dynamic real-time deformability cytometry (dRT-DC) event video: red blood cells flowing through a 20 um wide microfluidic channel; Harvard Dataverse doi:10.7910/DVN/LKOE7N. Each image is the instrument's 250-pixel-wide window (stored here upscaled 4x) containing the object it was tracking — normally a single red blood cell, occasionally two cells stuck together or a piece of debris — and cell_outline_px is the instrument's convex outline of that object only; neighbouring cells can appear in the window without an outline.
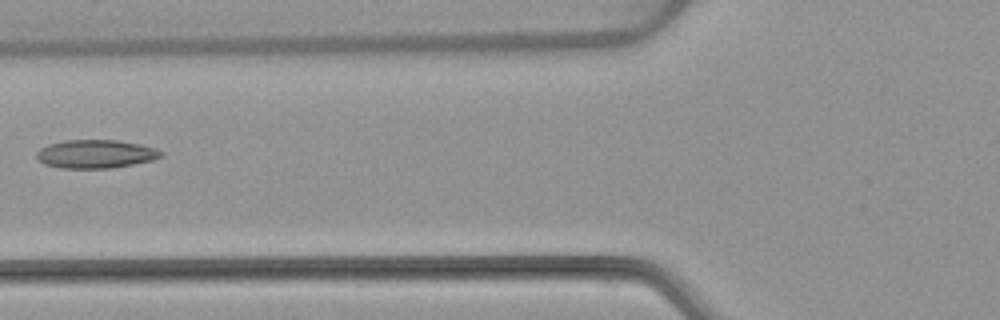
{"species": "common noctule bat (a hibernating species)", "species_latin": "Nyctalus noctula", "temperature_condition": "warm", "stored_images_in_passage": 6, "camera_frame_rate_fps": 3000, "um_per_image_px": 0.085, "animal": {"sex": "female", "body_mass_g": 22.7, "forearm_length_mm": 54.2}, "frame": {"image": 1, "passage_image": 5, "time_ms": 5.667, "image_size_px": [1000, 320], "cell_outline_px": [[164, 156], [152, 160], [112, 168], [60, 168], [44, 164], [36, 156], [36, 152], [40, 148], [48, 144], [64, 140], [116, 140], [140, 144], [156, 148], [164, 152]], "centroid_in_image_um": [8.14, 13.08], "position_along_channel_um": 117.7, "area_um2": 20.69}}
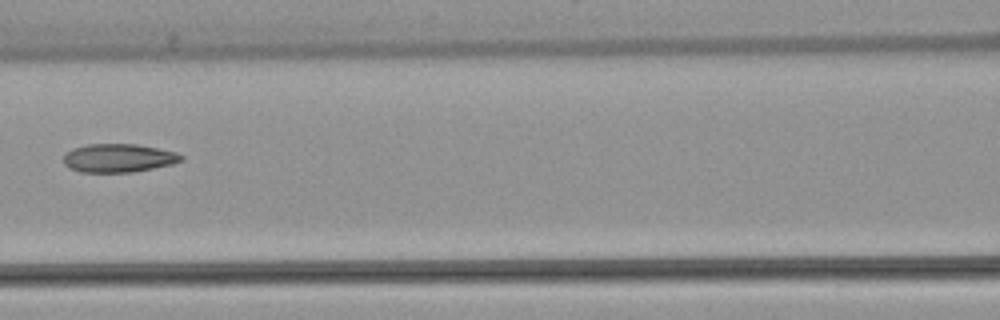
{"frame": {"image": 2, "passage_image": 6, "time_ms": 6.667, "image_size_px": [1000, 320], "cell_outline_px": [[184, 160], [172, 164], [132, 172], [80, 172], [68, 168], [64, 164], [64, 156], [72, 148], [88, 144], [136, 144], [176, 152], [184, 156]], "centroid_in_image_um": [10.07, 13.43], "position_along_channel_um": 156.5, "area_um2": 19.48}}